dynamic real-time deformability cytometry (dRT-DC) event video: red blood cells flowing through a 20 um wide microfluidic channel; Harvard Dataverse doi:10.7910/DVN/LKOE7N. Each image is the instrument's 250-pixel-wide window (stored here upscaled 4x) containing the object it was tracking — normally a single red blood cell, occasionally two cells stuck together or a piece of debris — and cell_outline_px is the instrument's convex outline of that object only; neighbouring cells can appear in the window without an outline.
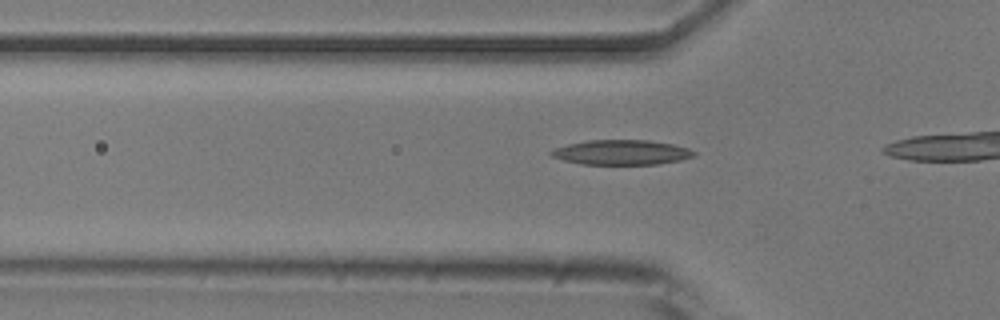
{"species": "common noctule bat (a hibernating species)", "species_latin": "Nyctalus noctula", "temperature_condition": "room temperature", "stored_images_in_passage": 7, "camera_frame_rate_fps": 3000, "um_per_image_px": 0.085, "animal": {"sex": "male", "body_mass_g": 20.5, "forearm_length_mm": 52.5}, "frame": {"image": 1, "passage_image": 2, "time_ms": 0.333, "image_size_px": [1000, 320], "cell_outline_px": [[696, 156], [680, 160], [660, 164], [580, 164], [564, 160], [552, 156], [548, 152], [556, 148], [568, 144], [588, 140], [648, 140], [672, 144], [688, 148], [696, 152]], "centroid_in_image_um": [52.85, 12.95], "position_along_channel_um": 72.9, "area_um2": 20.63}}
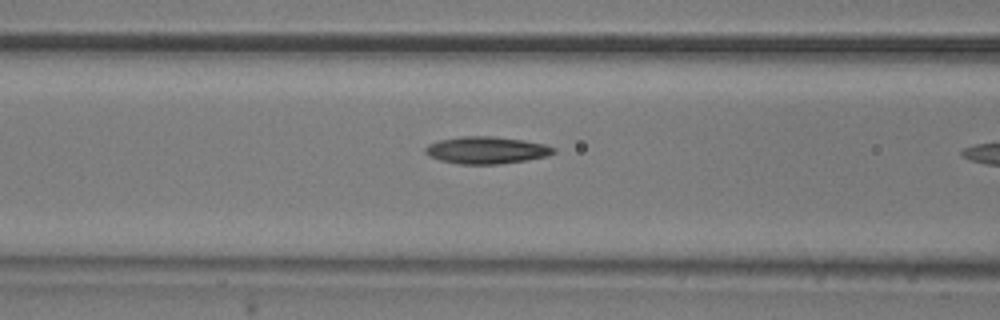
{"frame": {"image": 2, "passage_image": 6, "time_ms": 1.667, "image_size_px": [1000, 320], "cell_outline_px": [[556, 152], [548, 156], [500, 164], [460, 164], [440, 160], [428, 156], [424, 152], [424, 148], [428, 144], [440, 140], [464, 136], [492, 136], [524, 140], [544, 144], [556, 148]], "centroid_in_image_um": [41.34, 12.76], "position_along_channel_um": 125.3, "area_um2": 20.29}}